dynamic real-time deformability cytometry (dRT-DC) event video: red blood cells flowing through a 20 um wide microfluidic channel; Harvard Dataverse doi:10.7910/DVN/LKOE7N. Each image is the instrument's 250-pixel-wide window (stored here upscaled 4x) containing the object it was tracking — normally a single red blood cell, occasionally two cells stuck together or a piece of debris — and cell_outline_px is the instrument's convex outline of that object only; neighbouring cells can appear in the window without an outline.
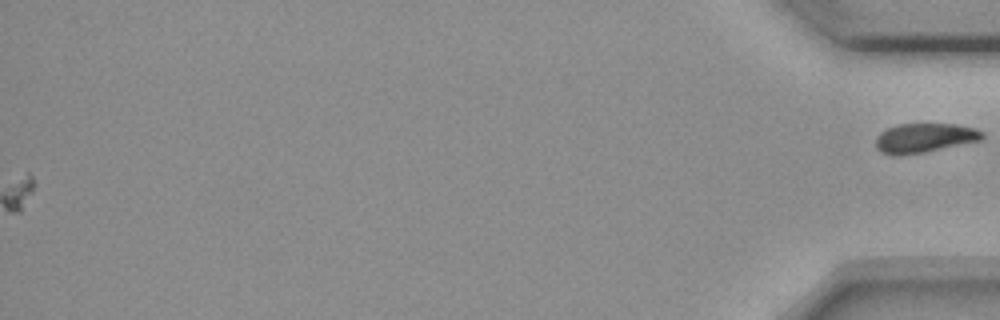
{"species": "common noctule bat (a hibernating species)", "species_latin": "Nyctalus noctula", "temperature_condition": "room temperature", "stored_images_in_passage": 57, "camera_frame_rate_fps": 3000, "um_per_image_px": 0.085, "animal": {"sex": "female", "body_mass_g": 18.4}, "frame": {"image": 1, "passage_image": 57, "time_ms": 18.667, "image_size_px": [1000, 320], "cell_outline_px": [[984, 140], [924, 152], [900, 156], [892, 156], [880, 152], [876, 148], [876, 136], [880, 132], [896, 124], [956, 124], [976, 128], [984, 132]], "centroid_in_image_um": [78.59, 11.73], "position_along_channel_um": 356.6, "area_um2": 18.55}}